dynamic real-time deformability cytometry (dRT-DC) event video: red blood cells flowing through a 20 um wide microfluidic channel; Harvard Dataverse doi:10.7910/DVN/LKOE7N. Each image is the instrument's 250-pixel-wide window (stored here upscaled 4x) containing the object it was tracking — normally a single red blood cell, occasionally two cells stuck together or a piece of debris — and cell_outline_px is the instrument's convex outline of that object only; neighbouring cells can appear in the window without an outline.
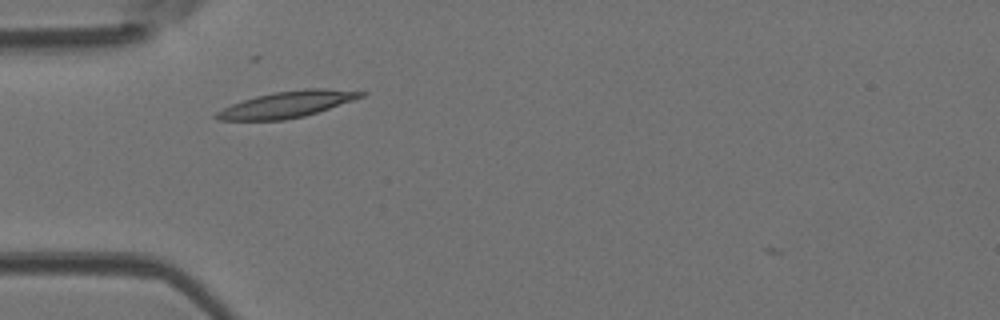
{"species": "Egyptian fruit bat (a non-hibernating species)", "species_latin": "Rousettus aegyptiacus", "temperature_condition": "room temperature", "stored_images_in_passage": 29, "camera_frame_rate_fps": 3000, "um_per_image_px": 0.085, "animal": {"sex": "female"}, "frame": {"image": 1, "passage_image": 2, "time_ms": 0.333, "image_size_px": [1000, 320], "cell_outline_px": [[368, 92], [364, 96], [304, 116], [284, 120], [216, 120], [212, 116], [216, 112], [232, 104], [256, 96], [276, 92], [304, 88], [328, 88]], "centroid_in_image_um": [24.38, 8.87], "position_along_channel_um": 60.6, "area_um2": 21.91}}
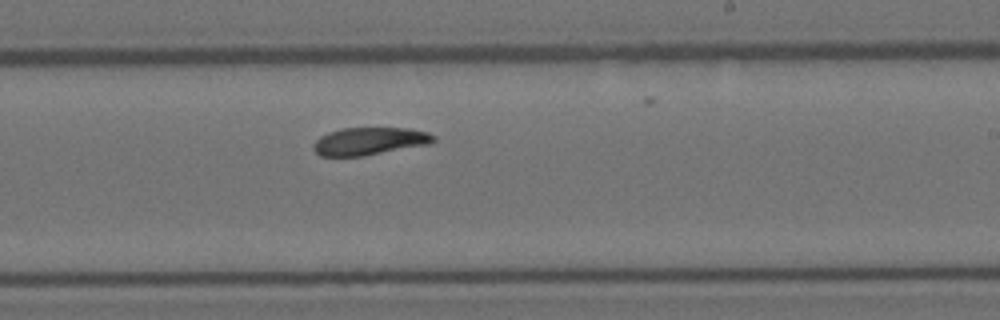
{"frame": {"image": 2, "passage_image": 17, "time_ms": 5.333, "image_size_px": [1000, 320], "cell_outline_px": [[436, 140], [432, 144], [364, 156], [320, 156], [312, 148], [312, 144], [320, 136], [328, 132], [340, 128], [408, 128], [428, 132], [436, 136]], "centroid_in_image_um": [31.43, 12.0], "position_along_channel_um": 257.6, "area_um2": 19.65}}
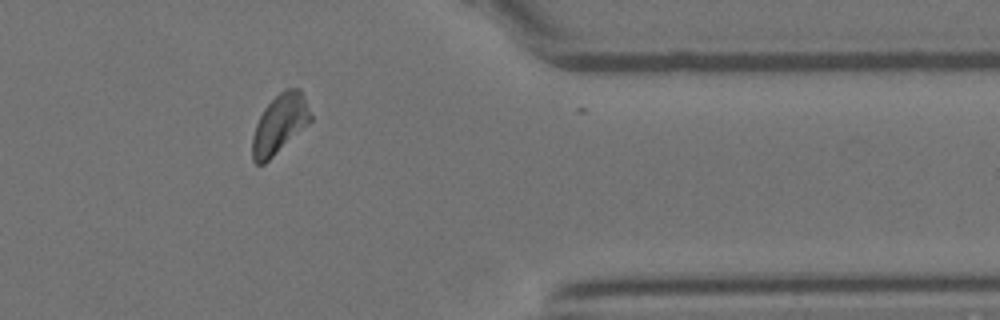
{"frame": {"image": 3, "passage_image": 28, "time_ms": 9.0, "image_size_px": [1000, 320], "cell_outline_px": [[312, 120], [308, 124], [264, 164], [256, 164], [252, 160], [252, 136], [256, 124], [264, 108], [280, 92], [288, 88], [300, 88], [304, 96], [312, 116]], "centroid_in_image_um": [23.76, 10.54], "position_along_channel_um": 387.6, "area_um2": 19.83}, "authors_computed_cell_mechanics": {"area_um2": 20.0566, "velocity_mm_per_s": 3.9959, "shape_relaxation_time_tau1_ms": 3.7119, "shape_relaxation_time_tau2_ms": 7.2526, "deformation_change_tau1": 0.1302, "deformation_change_tau2": 0.0987}}